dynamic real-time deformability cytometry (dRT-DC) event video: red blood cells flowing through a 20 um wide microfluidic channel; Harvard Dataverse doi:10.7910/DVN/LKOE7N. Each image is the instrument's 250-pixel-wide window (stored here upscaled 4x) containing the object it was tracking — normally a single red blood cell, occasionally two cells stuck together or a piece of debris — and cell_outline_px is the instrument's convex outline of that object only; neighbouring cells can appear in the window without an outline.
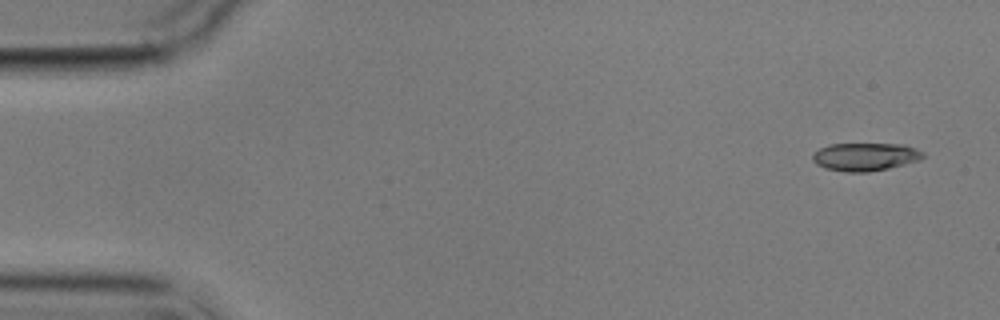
{"species": "common noctule bat (a hibernating species)", "species_latin": "Nyctalus noctula", "temperature_condition": "cold", "stored_images_in_passage": 5, "camera_frame_rate_fps": 3000, "um_per_image_px": 0.085, "animal": {"sex": "male", "body_mass_g": 17.9}, "frame": {"image": 1, "passage_image": 1, "time_ms": 0.0, "image_size_px": [1000, 320], "cell_outline_px": [[924, 156], [920, 160], [888, 168], [868, 172], [848, 172], [824, 168], [816, 164], [812, 160], [812, 152], [828, 144], [904, 144], [916, 148], [924, 152]], "centroid_in_image_um": [73.52, 13.32], "position_along_channel_um": 11.5, "area_um2": 18.15}}
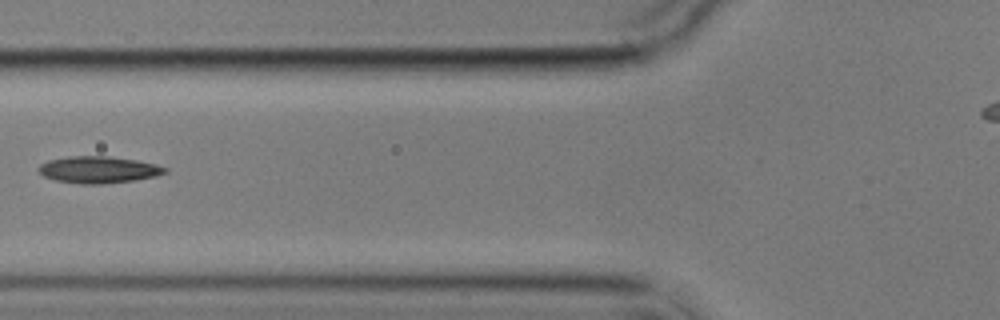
{"frame": {"image": 2, "passage_image": 5, "time_ms": 6.333, "image_size_px": [1000, 320], "cell_outline_px": [[168, 172], [156, 176], [136, 180], [100, 184], [80, 184], [56, 180], [44, 176], [36, 168], [40, 164], [48, 160], [68, 156], [108, 156], [136, 160], [156, 164], [168, 168]], "centroid_in_image_um": [8.38, 14.42], "position_along_channel_um": 117.4, "area_um2": 19.83}}